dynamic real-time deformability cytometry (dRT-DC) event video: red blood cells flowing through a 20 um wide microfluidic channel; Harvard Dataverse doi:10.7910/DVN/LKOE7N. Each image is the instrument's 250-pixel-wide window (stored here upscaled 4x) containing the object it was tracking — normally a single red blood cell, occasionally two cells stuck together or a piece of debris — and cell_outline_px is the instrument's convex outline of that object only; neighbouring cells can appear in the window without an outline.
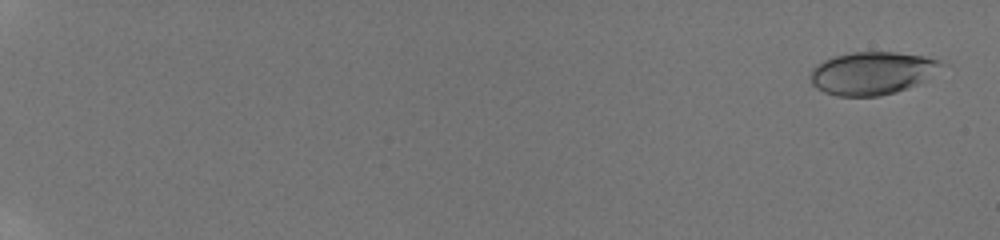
{"species": "human", "species_latin": "Homo sapiens", "temperature_condition": "room temperature", "stored_images_in_passage": 39, "camera_frame_rate_fps": 3000, "um_per_image_px": 0.085, "donor": {"sex": "male"}, "frame": {"image": 1, "passage_image": 3, "time_ms": 0.333, "image_size_px": [1000, 240], "cell_outline_px": [[948, 64], [908, 88], [896, 92], [880, 96], [836, 96], [824, 92], [816, 88], [812, 84], [808, 76], [812, 68], [816, 64], [824, 60], [836, 56], [852, 52], [896, 52], [924, 56], [940, 60]], "centroid_in_image_um": [74.09, 6.21], "position_along_channel_um": 10.9, "area_um2": 32.71}}
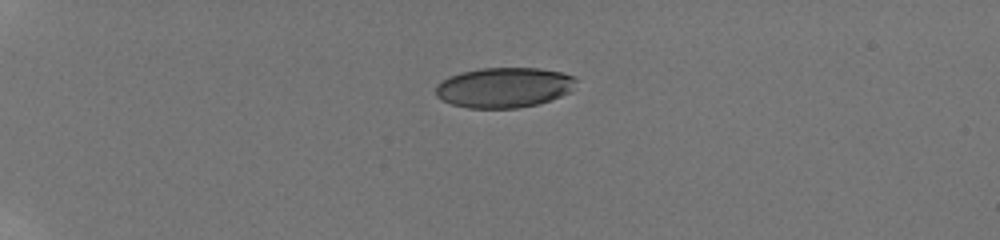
{"frame": {"image": 2, "passage_image": 27, "time_ms": 5.333, "image_size_px": [1000, 240], "cell_outline_px": [[576, 80], [572, 92], [536, 104], [516, 108], [468, 108], [452, 104], [436, 96], [436, 84], [448, 76], [460, 72], [480, 68], [540, 68], [560, 72], [576, 76]], "centroid_in_image_um": [42.84, 7.42], "position_along_channel_um": 42.2, "area_um2": 32.95}}